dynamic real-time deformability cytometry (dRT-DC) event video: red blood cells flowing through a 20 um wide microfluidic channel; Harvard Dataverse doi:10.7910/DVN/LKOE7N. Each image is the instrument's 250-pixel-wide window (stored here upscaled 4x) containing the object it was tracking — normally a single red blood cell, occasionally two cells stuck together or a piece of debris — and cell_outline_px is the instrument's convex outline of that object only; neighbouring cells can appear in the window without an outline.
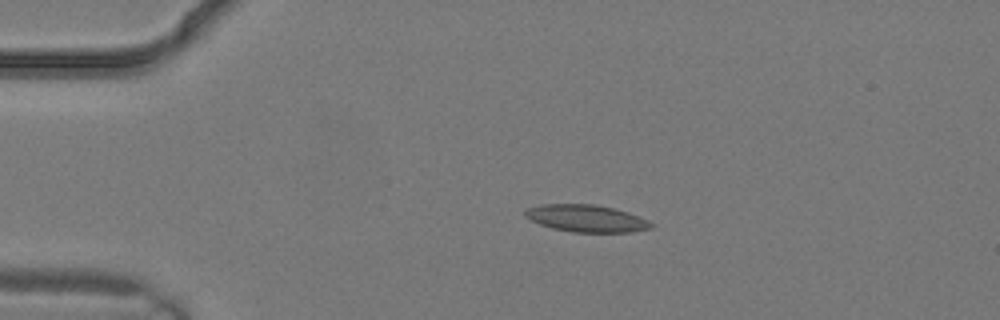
{"species": "common noctule bat (a hibernating species)", "species_latin": "Nyctalus noctula", "temperature_condition": "warm", "stored_images_in_passage": 1, "camera_frame_rate_fps": 3000, "um_per_image_px": 0.085, "animal": {"sex": "male", "body_mass_g": 19.2, "forearm_length_mm": 51.8}, "frame": {"image": 1, "passage_image": 1, "time_ms": 0.0, "image_size_px": [1000, 320], "cell_outline_px": [[656, 224], [652, 228], [632, 232], [572, 232], [552, 228], [540, 224], [524, 216], [524, 212], [528, 208], [544, 204], [592, 204], [612, 208], [628, 212], [648, 220]], "centroid_in_image_um": [49.87, 18.57], "position_along_channel_um": 35.1, "area_um2": 19.88}}